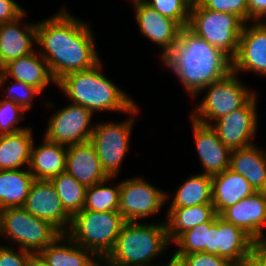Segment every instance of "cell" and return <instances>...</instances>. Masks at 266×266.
Wrapping results in <instances>:
<instances>
[{
  "label": "cell",
  "mask_w": 266,
  "mask_h": 266,
  "mask_svg": "<svg viewBox=\"0 0 266 266\" xmlns=\"http://www.w3.org/2000/svg\"><path fill=\"white\" fill-rule=\"evenodd\" d=\"M190 119L197 155L204 168L202 173L213 176L228 169L231 150L219 139L211 125Z\"/></svg>",
  "instance_id": "18"
},
{
  "label": "cell",
  "mask_w": 266,
  "mask_h": 266,
  "mask_svg": "<svg viewBox=\"0 0 266 266\" xmlns=\"http://www.w3.org/2000/svg\"><path fill=\"white\" fill-rule=\"evenodd\" d=\"M219 216L226 222L241 228L258 245L266 242L263 232V226L266 225V192H254L226 208Z\"/></svg>",
  "instance_id": "16"
},
{
  "label": "cell",
  "mask_w": 266,
  "mask_h": 266,
  "mask_svg": "<svg viewBox=\"0 0 266 266\" xmlns=\"http://www.w3.org/2000/svg\"><path fill=\"white\" fill-rule=\"evenodd\" d=\"M238 266H266V248L258 245Z\"/></svg>",
  "instance_id": "40"
},
{
  "label": "cell",
  "mask_w": 266,
  "mask_h": 266,
  "mask_svg": "<svg viewBox=\"0 0 266 266\" xmlns=\"http://www.w3.org/2000/svg\"><path fill=\"white\" fill-rule=\"evenodd\" d=\"M3 74H4V64L0 60V78L3 76Z\"/></svg>",
  "instance_id": "45"
},
{
  "label": "cell",
  "mask_w": 266,
  "mask_h": 266,
  "mask_svg": "<svg viewBox=\"0 0 266 266\" xmlns=\"http://www.w3.org/2000/svg\"><path fill=\"white\" fill-rule=\"evenodd\" d=\"M32 134L31 127L0 134V170L28 168L34 142Z\"/></svg>",
  "instance_id": "26"
},
{
  "label": "cell",
  "mask_w": 266,
  "mask_h": 266,
  "mask_svg": "<svg viewBox=\"0 0 266 266\" xmlns=\"http://www.w3.org/2000/svg\"><path fill=\"white\" fill-rule=\"evenodd\" d=\"M4 211L5 208L0 204V237H2L3 232Z\"/></svg>",
  "instance_id": "43"
},
{
  "label": "cell",
  "mask_w": 266,
  "mask_h": 266,
  "mask_svg": "<svg viewBox=\"0 0 266 266\" xmlns=\"http://www.w3.org/2000/svg\"><path fill=\"white\" fill-rule=\"evenodd\" d=\"M136 104L129 112L128 119L121 122L95 123L90 142L95 147L102 169L109 177L119 175L121 164L129 149V141L135 115L138 114Z\"/></svg>",
  "instance_id": "9"
},
{
  "label": "cell",
  "mask_w": 266,
  "mask_h": 266,
  "mask_svg": "<svg viewBox=\"0 0 266 266\" xmlns=\"http://www.w3.org/2000/svg\"><path fill=\"white\" fill-rule=\"evenodd\" d=\"M191 5L198 4L200 0H187Z\"/></svg>",
  "instance_id": "46"
},
{
  "label": "cell",
  "mask_w": 266,
  "mask_h": 266,
  "mask_svg": "<svg viewBox=\"0 0 266 266\" xmlns=\"http://www.w3.org/2000/svg\"><path fill=\"white\" fill-rule=\"evenodd\" d=\"M18 250L0 244V266H28L33 253L20 248Z\"/></svg>",
  "instance_id": "38"
},
{
  "label": "cell",
  "mask_w": 266,
  "mask_h": 266,
  "mask_svg": "<svg viewBox=\"0 0 266 266\" xmlns=\"http://www.w3.org/2000/svg\"><path fill=\"white\" fill-rule=\"evenodd\" d=\"M250 23L243 26L238 51L232 59V71L266 76V26L261 21Z\"/></svg>",
  "instance_id": "15"
},
{
  "label": "cell",
  "mask_w": 266,
  "mask_h": 266,
  "mask_svg": "<svg viewBox=\"0 0 266 266\" xmlns=\"http://www.w3.org/2000/svg\"><path fill=\"white\" fill-rule=\"evenodd\" d=\"M25 12L16 0H0V23L16 20Z\"/></svg>",
  "instance_id": "39"
},
{
  "label": "cell",
  "mask_w": 266,
  "mask_h": 266,
  "mask_svg": "<svg viewBox=\"0 0 266 266\" xmlns=\"http://www.w3.org/2000/svg\"><path fill=\"white\" fill-rule=\"evenodd\" d=\"M257 246L241 228L216 215L210 221L208 246L204 252L223 257L238 266Z\"/></svg>",
  "instance_id": "12"
},
{
  "label": "cell",
  "mask_w": 266,
  "mask_h": 266,
  "mask_svg": "<svg viewBox=\"0 0 266 266\" xmlns=\"http://www.w3.org/2000/svg\"><path fill=\"white\" fill-rule=\"evenodd\" d=\"M236 75L231 71L221 80L201 90L197 95L204 90L207 94L194 108L190 118L202 124L212 125L223 115L242 108L256 94V91L244 86Z\"/></svg>",
  "instance_id": "7"
},
{
  "label": "cell",
  "mask_w": 266,
  "mask_h": 266,
  "mask_svg": "<svg viewBox=\"0 0 266 266\" xmlns=\"http://www.w3.org/2000/svg\"><path fill=\"white\" fill-rule=\"evenodd\" d=\"M26 111L18 104L9 100H0V134L13 133L27 127L17 124L24 120Z\"/></svg>",
  "instance_id": "34"
},
{
  "label": "cell",
  "mask_w": 266,
  "mask_h": 266,
  "mask_svg": "<svg viewBox=\"0 0 266 266\" xmlns=\"http://www.w3.org/2000/svg\"><path fill=\"white\" fill-rule=\"evenodd\" d=\"M28 266H49L43 257L38 254H32L29 258Z\"/></svg>",
  "instance_id": "42"
},
{
  "label": "cell",
  "mask_w": 266,
  "mask_h": 266,
  "mask_svg": "<svg viewBox=\"0 0 266 266\" xmlns=\"http://www.w3.org/2000/svg\"><path fill=\"white\" fill-rule=\"evenodd\" d=\"M266 26V18L261 21Z\"/></svg>",
  "instance_id": "47"
},
{
  "label": "cell",
  "mask_w": 266,
  "mask_h": 266,
  "mask_svg": "<svg viewBox=\"0 0 266 266\" xmlns=\"http://www.w3.org/2000/svg\"><path fill=\"white\" fill-rule=\"evenodd\" d=\"M191 98L232 71V59L219 48L182 28L171 49L161 58Z\"/></svg>",
  "instance_id": "2"
},
{
  "label": "cell",
  "mask_w": 266,
  "mask_h": 266,
  "mask_svg": "<svg viewBox=\"0 0 266 266\" xmlns=\"http://www.w3.org/2000/svg\"><path fill=\"white\" fill-rule=\"evenodd\" d=\"M54 185L65 211L73 217L80 212L85 203L87 187L80 184L67 171L50 179Z\"/></svg>",
  "instance_id": "30"
},
{
  "label": "cell",
  "mask_w": 266,
  "mask_h": 266,
  "mask_svg": "<svg viewBox=\"0 0 266 266\" xmlns=\"http://www.w3.org/2000/svg\"><path fill=\"white\" fill-rule=\"evenodd\" d=\"M100 61L94 67L66 74L56 82L70 103L81 105L93 114L120 111L127 114L136 102L108 79L101 71Z\"/></svg>",
  "instance_id": "3"
},
{
  "label": "cell",
  "mask_w": 266,
  "mask_h": 266,
  "mask_svg": "<svg viewBox=\"0 0 266 266\" xmlns=\"http://www.w3.org/2000/svg\"><path fill=\"white\" fill-rule=\"evenodd\" d=\"M198 4L212 11L234 14L244 23H249L247 0H200Z\"/></svg>",
  "instance_id": "35"
},
{
  "label": "cell",
  "mask_w": 266,
  "mask_h": 266,
  "mask_svg": "<svg viewBox=\"0 0 266 266\" xmlns=\"http://www.w3.org/2000/svg\"><path fill=\"white\" fill-rule=\"evenodd\" d=\"M23 208L33 216L46 220L62 234L70 228L72 217L62 206L50 180H34Z\"/></svg>",
  "instance_id": "14"
},
{
  "label": "cell",
  "mask_w": 266,
  "mask_h": 266,
  "mask_svg": "<svg viewBox=\"0 0 266 266\" xmlns=\"http://www.w3.org/2000/svg\"><path fill=\"white\" fill-rule=\"evenodd\" d=\"M66 9L62 7L36 26V46L42 49L38 52L56 82L66 74L90 69L101 61L89 24Z\"/></svg>",
  "instance_id": "1"
},
{
  "label": "cell",
  "mask_w": 266,
  "mask_h": 266,
  "mask_svg": "<svg viewBox=\"0 0 266 266\" xmlns=\"http://www.w3.org/2000/svg\"><path fill=\"white\" fill-rule=\"evenodd\" d=\"M229 169L241 174L255 191L266 192V150L255 144L231 150Z\"/></svg>",
  "instance_id": "24"
},
{
  "label": "cell",
  "mask_w": 266,
  "mask_h": 266,
  "mask_svg": "<svg viewBox=\"0 0 266 266\" xmlns=\"http://www.w3.org/2000/svg\"><path fill=\"white\" fill-rule=\"evenodd\" d=\"M133 3L135 19L141 35L147 37L162 51L160 59L171 49L173 42L178 38L182 27L173 19L163 16L151 6L141 0L129 1Z\"/></svg>",
  "instance_id": "17"
},
{
  "label": "cell",
  "mask_w": 266,
  "mask_h": 266,
  "mask_svg": "<svg viewBox=\"0 0 266 266\" xmlns=\"http://www.w3.org/2000/svg\"><path fill=\"white\" fill-rule=\"evenodd\" d=\"M171 245L165 221L126 222L103 266H153L156 257Z\"/></svg>",
  "instance_id": "4"
},
{
  "label": "cell",
  "mask_w": 266,
  "mask_h": 266,
  "mask_svg": "<svg viewBox=\"0 0 266 266\" xmlns=\"http://www.w3.org/2000/svg\"><path fill=\"white\" fill-rule=\"evenodd\" d=\"M244 24L234 14L212 11L195 4L191 6L187 28L233 59Z\"/></svg>",
  "instance_id": "6"
},
{
  "label": "cell",
  "mask_w": 266,
  "mask_h": 266,
  "mask_svg": "<svg viewBox=\"0 0 266 266\" xmlns=\"http://www.w3.org/2000/svg\"><path fill=\"white\" fill-rule=\"evenodd\" d=\"M43 144L32 145L28 169L35 180H50L66 171L67 146L43 138Z\"/></svg>",
  "instance_id": "23"
},
{
  "label": "cell",
  "mask_w": 266,
  "mask_h": 266,
  "mask_svg": "<svg viewBox=\"0 0 266 266\" xmlns=\"http://www.w3.org/2000/svg\"><path fill=\"white\" fill-rule=\"evenodd\" d=\"M6 97L3 100L13 101L20 105L25 111L32 109V101L34 96L42 93L33 86L25 84L21 81L14 80L12 85L6 86Z\"/></svg>",
  "instance_id": "36"
},
{
  "label": "cell",
  "mask_w": 266,
  "mask_h": 266,
  "mask_svg": "<svg viewBox=\"0 0 266 266\" xmlns=\"http://www.w3.org/2000/svg\"><path fill=\"white\" fill-rule=\"evenodd\" d=\"M174 194L169 208L212 204V176L203 173L190 176Z\"/></svg>",
  "instance_id": "29"
},
{
  "label": "cell",
  "mask_w": 266,
  "mask_h": 266,
  "mask_svg": "<svg viewBox=\"0 0 266 266\" xmlns=\"http://www.w3.org/2000/svg\"><path fill=\"white\" fill-rule=\"evenodd\" d=\"M254 192V188L241 174L229 168L212 176V204L217 215Z\"/></svg>",
  "instance_id": "22"
},
{
  "label": "cell",
  "mask_w": 266,
  "mask_h": 266,
  "mask_svg": "<svg viewBox=\"0 0 266 266\" xmlns=\"http://www.w3.org/2000/svg\"><path fill=\"white\" fill-rule=\"evenodd\" d=\"M9 77L35 87L41 93L51 82L56 85L46 60L39 54L37 48L31 54L11 60L4 65V74L0 78V89L9 81Z\"/></svg>",
  "instance_id": "20"
},
{
  "label": "cell",
  "mask_w": 266,
  "mask_h": 266,
  "mask_svg": "<svg viewBox=\"0 0 266 266\" xmlns=\"http://www.w3.org/2000/svg\"><path fill=\"white\" fill-rule=\"evenodd\" d=\"M181 266H234L227 259L205 252L184 256H172Z\"/></svg>",
  "instance_id": "37"
},
{
  "label": "cell",
  "mask_w": 266,
  "mask_h": 266,
  "mask_svg": "<svg viewBox=\"0 0 266 266\" xmlns=\"http://www.w3.org/2000/svg\"><path fill=\"white\" fill-rule=\"evenodd\" d=\"M210 221L202 223L192 229L183 232L174 242L178 249L172 256H184L192 253L204 252L208 246V231Z\"/></svg>",
  "instance_id": "32"
},
{
  "label": "cell",
  "mask_w": 266,
  "mask_h": 266,
  "mask_svg": "<svg viewBox=\"0 0 266 266\" xmlns=\"http://www.w3.org/2000/svg\"><path fill=\"white\" fill-rule=\"evenodd\" d=\"M66 171L86 187L109 178L90 141L67 146Z\"/></svg>",
  "instance_id": "21"
},
{
  "label": "cell",
  "mask_w": 266,
  "mask_h": 266,
  "mask_svg": "<svg viewBox=\"0 0 266 266\" xmlns=\"http://www.w3.org/2000/svg\"><path fill=\"white\" fill-rule=\"evenodd\" d=\"M165 220L168 238L172 244L183 232L211 221L216 215L213 204L168 208Z\"/></svg>",
  "instance_id": "27"
},
{
  "label": "cell",
  "mask_w": 266,
  "mask_h": 266,
  "mask_svg": "<svg viewBox=\"0 0 266 266\" xmlns=\"http://www.w3.org/2000/svg\"><path fill=\"white\" fill-rule=\"evenodd\" d=\"M49 266H99L92 252L76 244L67 234H61L39 253Z\"/></svg>",
  "instance_id": "25"
},
{
  "label": "cell",
  "mask_w": 266,
  "mask_h": 266,
  "mask_svg": "<svg viewBox=\"0 0 266 266\" xmlns=\"http://www.w3.org/2000/svg\"><path fill=\"white\" fill-rule=\"evenodd\" d=\"M34 180L26 168L0 170V204L4 208L23 207Z\"/></svg>",
  "instance_id": "28"
},
{
  "label": "cell",
  "mask_w": 266,
  "mask_h": 266,
  "mask_svg": "<svg viewBox=\"0 0 266 266\" xmlns=\"http://www.w3.org/2000/svg\"><path fill=\"white\" fill-rule=\"evenodd\" d=\"M249 9V23L262 21L266 18V0H247Z\"/></svg>",
  "instance_id": "41"
},
{
  "label": "cell",
  "mask_w": 266,
  "mask_h": 266,
  "mask_svg": "<svg viewBox=\"0 0 266 266\" xmlns=\"http://www.w3.org/2000/svg\"><path fill=\"white\" fill-rule=\"evenodd\" d=\"M141 177L120 182L119 212L126 222H139L161 211L169 195Z\"/></svg>",
  "instance_id": "10"
},
{
  "label": "cell",
  "mask_w": 266,
  "mask_h": 266,
  "mask_svg": "<svg viewBox=\"0 0 266 266\" xmlns=\"http://www.w3.org/2000/svg\"><path fill=\"white\" fill-rule=\"evenodd\" d=\"M117 177L108 179L87 187L85 203L82 210L91 211H119L120 182L116 186H108L106 183ZM106 185V186H105Z\"/></svg>",
  "instance_id": "31"
},
{
  "label": "cell",
  "mask_w": 266,
  "mask_h": 266,
  "mask_svg": "<svg viewBox=\"0 0 266 266\" xmlns=\"http://www.w3.org/2000/svg\"><path fill=\"white\" fill-rule=\"evenodd\" d=\"M125 223L119 211L81 210L72 217L66 234L103 261L113 249Z\"/></svg>",
  "instance_id": "5"
},
{
  "label": "cell",
  "mask_w": 266,
  "mask_h": 266,
  "mask_svg": "<svg viewBox=\"0 0 266 266\" xmlns=\"http://www.w3.org/2000/svg\"><path fill=\"white\" fill-rule=\"evenodd\" d=\"M167 265H162V266H181L176 260L170 259L169 262L166 263ZM160 266V265H157Z\"/></svg>",
  "instance_id": "44"
},
{
  "label": "cell",
  "mask_w": 266,
  "mask_h": 266,
  "mask_svg": "<svg viewBox=\"0 0 266 266\" xmlns=\"http://www.w3.org/2000/svg\"><path fill=\"white\" fill-rule=\"evenodd\" d=\"M61 234L50 222L33 216L23 207L5 208L2 237L20 249L38 254Z\"/></svg>",
  "instance_id": "8"
},
{
  "label": "cell",
  "mask_w": 266,
  "mask_h": 266,
  "mask_svg": "<svg viewBox=\"0 0 266 266\" xmlns=\"http://www.w3.org/2000/svg\"><path fill=\"white\" fill-rule=\"evenodd\" d=\"M257 93L240 109L223 115L213 122L212 128L230 150L253 145L257 132Z\"/></svg>",
  "instance_id": "13"
},
{
  "label": "cell",
  "mask_w": 266,
  "mask_h": 266,
  "mask_svg": "<svg viewBox=\"0 0 266 266\" xmlns=\"http://www.w3.org/2000/svg\"><path fill=\"white\" fill-rule=\"evenodd\" d=\"M25 14L26 11L16 20L0 23V60L4 65L36 50L34 44H37V22L24 23L22 26L20 23Z\"/></svg>",
  "instance_id": "19"
},
{
  "label": "cell",
  "mask_w": 266,
  "mask_h": 266,
  "mask_svg": "<svg viewBox=\"0 0 266 266\" xmlns=\"http://www.w3.org/2000/svg\"><path fill=\"white\" fill-rule=\"evenodd\" d=\"M92 118L90 110L71 103L50 117L44 137L65 146L88 142L94 130Z\"/></svg>",
  "instance_id": "11"
},
{
  "label": "cell",
  "mask_w": 266,
  "mask_h": 266,
  "mask_svg": "<svg viewBox=\"0 0 266 266\" xmlns=\"http://www.w3.org/2000/svg\"><path fill=\"white\" fill-rule=\"evenodd\" d=\"M157 12L176 21L182 28L188 26L191 4L187 0H141Z\"/></svg>",
  "instance_id": "33"
}]
</instances>
